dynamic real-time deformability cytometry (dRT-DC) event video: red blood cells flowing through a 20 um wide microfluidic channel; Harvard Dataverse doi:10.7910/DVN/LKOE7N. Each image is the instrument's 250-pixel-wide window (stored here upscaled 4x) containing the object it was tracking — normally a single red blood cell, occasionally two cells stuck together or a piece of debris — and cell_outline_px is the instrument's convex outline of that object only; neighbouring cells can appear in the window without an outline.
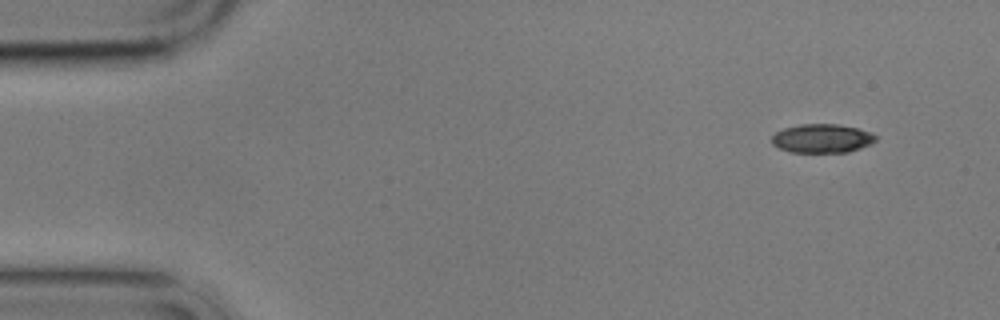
{"species": "common noctule bat (a hibernating species)", "species_latin": "Nyctalus noctula", "temperature_condition": "cold", "stored_images_in_passage": 4, "camera_frame_rate_fps": 3000, "um_per_image_px": 0.085, "animal": {"sex": "male", "body_mass_g": 17.9}, "frame": {"image": 1, "passage_image": 1, "time_ms": 0.0, "image_size_px": [1000, 320], "cell_outline_px": [[876, 140], [860, 148], [848, 152], [792, 152], [780, 148], [772, 144], [772, 136], [776, 132], [784, 128], [800, 124], [840, 124], [872, 132], [876, 136]], "centroid_in_image_um": [69.87, 11.76], "position_along_channel_um": 15.1, "area_um2": 17.34}}
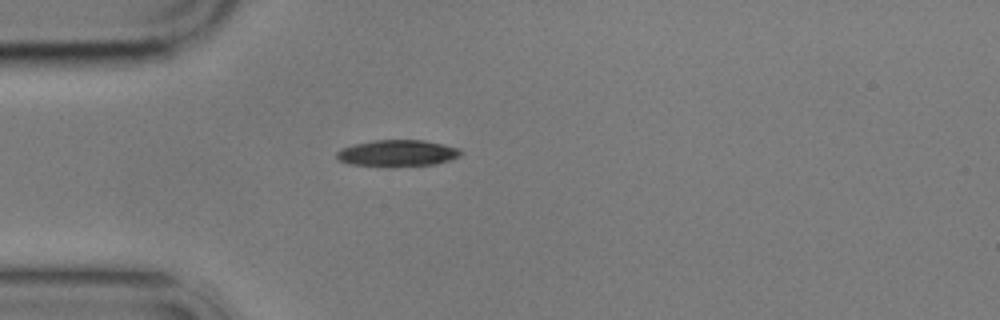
{"frame": {"image": 2, "passage_image": 4, "time_ms": 3.667, "image_size_px": [1000, 320], "cell_outline_px": [[464, 152], [460, 156], [452, 160], [436, 164], [392, 168], [352, 164], [340, 160], [336, 156], [336, 152], [340, 148], [372, 140], [424, 140], [460, 148]], "centroid_in_image_um": [33.83, 13.04], "position_along_channel_um": 51.2, "area_um2": 19.65}}